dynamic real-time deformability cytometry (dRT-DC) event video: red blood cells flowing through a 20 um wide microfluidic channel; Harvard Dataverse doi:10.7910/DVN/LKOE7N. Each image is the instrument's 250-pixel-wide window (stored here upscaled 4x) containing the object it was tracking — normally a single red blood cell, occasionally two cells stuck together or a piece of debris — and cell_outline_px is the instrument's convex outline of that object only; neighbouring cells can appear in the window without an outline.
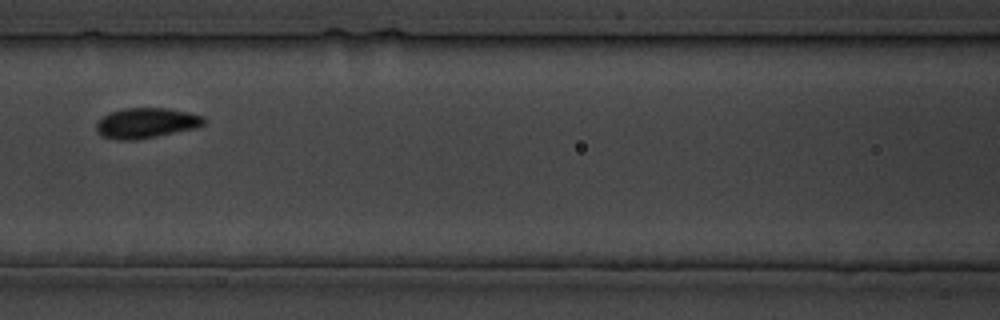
{"species": "common noctule bat (a hibernating species)", "species_latin": "Nyctalus noctula", "temperature_condition": "cold", "stored_images_in_passage": 11, "camera_frame_rate_fps": 3000, "um_per_image_px": 0.085, "animal": {"sex": "male", "body_mass_g": 19.5, "forearm_length_mm": 54.6}, "frame": {"image": 1, "passage_image": 7, "time_ms": 8.0, "image_size_px": [1000, 320], "cell_outline_px": [[208, 120], [204, 124], [196, 128], [156, 136], [132, 140], [116, 140], [104, 136], [96, 132], [96, 124], [104, 116], [112, 112], [124, 108], [168, 108], [188, 112], [204, 116]], "centroid_in_image_um": [12.47, 10.45], "position_along_channel_um": 154.1, "area_um2": 18.9}}